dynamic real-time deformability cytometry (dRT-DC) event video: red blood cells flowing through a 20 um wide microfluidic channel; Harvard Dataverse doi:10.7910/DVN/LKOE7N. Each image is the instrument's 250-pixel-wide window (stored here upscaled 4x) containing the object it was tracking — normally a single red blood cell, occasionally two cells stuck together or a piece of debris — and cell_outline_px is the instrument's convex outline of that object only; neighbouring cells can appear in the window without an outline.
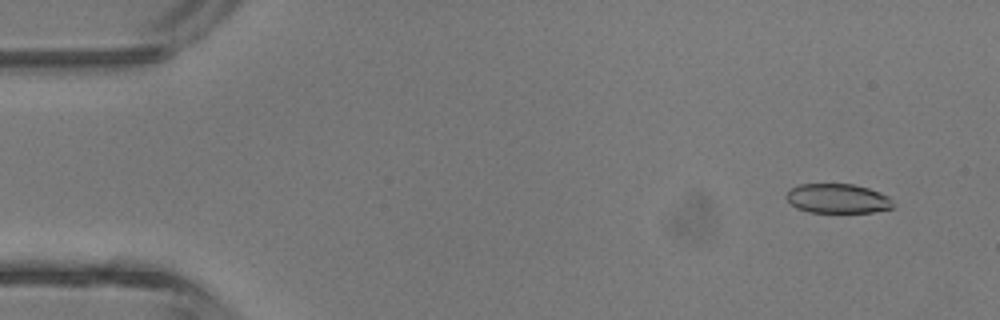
{"species": "common noctule bat (a hibernating species)", "species_latin": "Nyctalus noctula", "temperature_condition": "room temperature", "stored_images_in_passage": 5, "camera_frame_rate_fps": 3000, "um_per_image_px": 0.085, "animal": {"sex": "male", "body_mass_g": 13.3}, "frame": {"image": 1, "passage_image": 2, "time_ms": 1.0, "image_size_px": [1000, 320], "cell_outline_px": [[896, 204], [892, 208], [872, 212], [808, 212], [796, 208], [784, 196], [792, 188], [800, 184], [852, 184], [868, 188], [880, 192], [888, 196]], "centroid_in_image_um": [71.22, 16.88], "position_along_channel_um": 13.8, "area_um2": 18.32}}
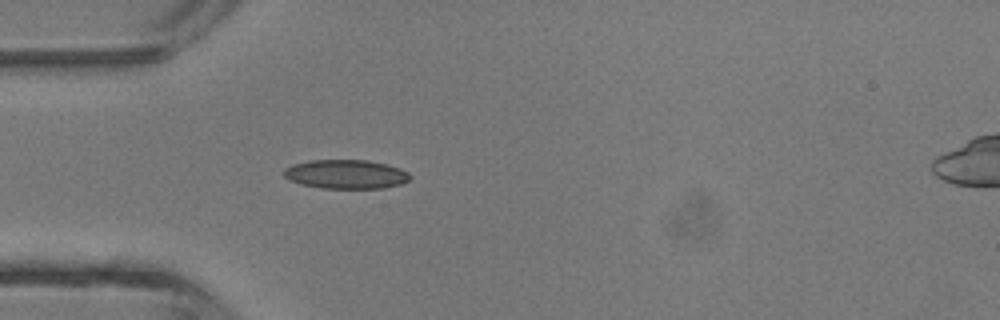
{"frame": {"image": 2, "passage_image": 5, "time_ms": 4.333, "image_size_px": [1000, 320], "cell_outline_px": [[412, 176], [408, 180], [400, 184], [384, 188], [320, 188], [300, 184], [288, 180], [284, 176], [284, 168], [292, 164], [308, 160], [368, 160], [400, 168], [408, 172]], "centroid_in_image_um": [29.37, 14.81], "position_along_channel_um": 55.6, "area_um2": 21.44}}